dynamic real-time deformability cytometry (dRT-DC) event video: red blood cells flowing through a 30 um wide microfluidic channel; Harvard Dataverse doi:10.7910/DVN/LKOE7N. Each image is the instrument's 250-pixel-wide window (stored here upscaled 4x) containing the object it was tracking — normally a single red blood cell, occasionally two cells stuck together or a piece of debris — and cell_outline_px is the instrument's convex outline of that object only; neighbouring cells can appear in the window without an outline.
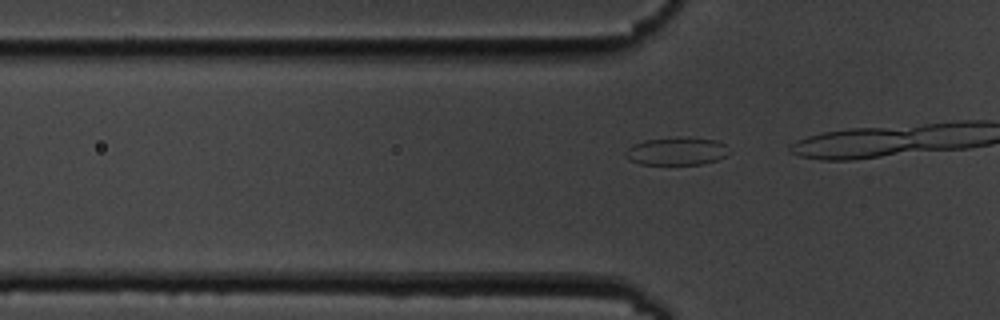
{"species": "common noctule bat (a hibernating species)", "species_latin": "Nyctalus noctula", "temperature_condition": "cold", "stored_images_in_passage": 14, "camera_frame_rate_fps": 3000, "um_per_image_px": 0.085, "animal": {"sex": "male", "body_mass_g": 19.5, "forearm_length_mm": 54.6}, "frame": {"image": 1, "passage_image": 12, "time_ms": 3.667, "image_size_px": [1000, 320], "cell_outline_px": [[732, 152], [716, 160], [700, 164], [640, 164], [628, 160], [624, 156], [624, 152], [632, 144], [644, 140], [676, 136], [680, 136], [716, 140], [724, 144]], "centroid_in_image_um": [57.48, 12.83], "position_along_channel_um": 68.3, "area_um2": 17.11}}